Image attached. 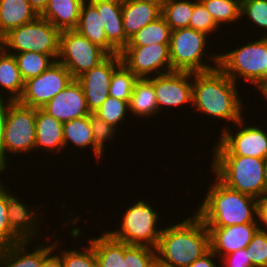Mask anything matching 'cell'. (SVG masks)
I'll return each mask as SVG.
<instances>
[{
    "instance_id": "52",
    "label": "cell",
    "mask_w": 267,
    "mask_h": 267,
    "mask_svg": "<svg viewBox=\"0 0 267 267\" xmlns=\"http://www.w3.org/2000/svg\"><path fill=\"white\" fill-rule=\"evenodd\" d=\"M88 2H117L122 3L124 0H86Z\"/></svg>"
},
{
    "instance_id": "17",
    "label": "cell",
    "mask_w": 267,
    "mask_h": 267,
    "mask_svg": "<svg viewBox=\"0 0 267 267\" xmlns=\"http://www.w3.org/2000/svg\"><path fill=\"white\" fill-rule=\"evenodd\" d=\"M207 229L210 233V249L218 258H222L246 248L259 227L257 222H248L228 227H207Z\"/></svg>"
},
{
    "instance_id": "46",
    "label": "cell",
    "mask_w": 267,
    "mask_h": 267,
    "mask_svg": "<svg viewBox=\"0 0 267 267\" xmlns=\"http://www.w3.org/2000/svg\"><path fill=\"white\" fill-rule=\"evenodd\" d=\"M218 256L210 249L207 253H205L202 257L196 259L192 264L188 267H220V265H216V258Z\"/></svg>"
},
{
    "instance_id": "13",
    "label": "cell",
    "mask_w": 267,
    "mask_h": 267,
    "mask_svg": "<svg viewBox=\"0 0 267 267\" xmlns=\"http://www.w3.org/2000/svg\"><path fill=\"white\" fill-rule=\"evenodd\" d=\"M73 80L70 71L55 61L40 75L24 82L18 102L32 108H42Z\"/></svg>"
},
{
    "instance_id": "35",
    "label": "cell",
    "mask_w": 267,
    "mask_h": 267,
    "mask_svg": "<svg viewBox=\"0 0 267 267\" xmlns=\"http://www.w3.org/2000/svg\"><path fill=\"white\" fill-rule=\"evenodd\" d=\"M129 112V102L115 97L108 96L103 104L94 112L99 118L107 124L117 128L121 122L125 121Z\"/></svg>"
},
{
    "instance_id": "1",
    "label": "cell",
    "mask_w": 267,
    "mask_h": 267,
    "mask_svg": "<svg viewBox=\"0 0 267 267\" xmlns=\"http://www.w3.org/2000/svg\"><path fill=\"white\" fill-rule=\"evenodd\" d=\"M237 86L219 67L193 73L192 107L208 117L235 124L244 117V104Z\"/></svg>"
},
{
    "instance_id": "38",
    "label": "cell",
    "mask_w": 267,
    "mask_h": 267,
    "mask_svg": "<svg viewBox=\"0 0 267 267\" xmlns=\"http://www.w3.org/2000/svg\"><path fill=\"white\" fill-rule=\"evenodd\" d=\"M2 175H0L1 177ZM1 179V178H0ZM0 180V249L7 248L21 240L12 232L8 221V189Z\"/></svg>"
},
{
    "instance_id": "50",
    "label": "cell",
    "mask_w": 267,
    "mask_h": 267,
    "mask_svg": "<svg viewBox=\"0 0 267 267\" xmlns=\"http://www.w3.org/2000/svg\"><path fill=\"white\" fill-rule=\"evenodd\" d=\"M263 197H267V159H266V162H265V169H264Z\"/></svg>"
},
{
    "instance_id": "26",
    "label": "cell",
    "mask_w": 267,
    "mask_h": 267,
    "mask_svg": "<svg viewBox=\"0 0 267 267\" xmlns=\"http://www.w3.org/2000/svg\"><path fill=\"white\" fill-rule=\"evenodd\" d=\"M0 98L5 99L8 91V100L18 101L24 90V80L14 55L5 52L0 48ZM5 89V90H4ZM4 90V91H3ZM5 95H2V92Z\"/></svg>"
},
{
    "instance_id": "42",
    "label": "cell",
    "mask_w": 267,
    "mask_h": 267,
    "mask_svg": "<svg viewBox=\"0 0 267 267\" xmlns=\"http://www.w3.org/2000/svg\"><path fill=\"white\" fill-rule=\"evenodd\" d=\"M247 248L253 267H267V231L258 229Z\"/></svg>"
},
{
    "instance_id": "48",
    "label": "cell",
    "mask_w": 267,
    "mask_h": 267,
    "mask_svg": "<svg viewBox=\"0 0 267 267\" xmlns=\"http://www.w3.org/2000/svg\"><path fill=\"white\" fill-rule=\"evenodd\" d=\"M35 12L40 15L47 6L48 0H28Z\"/></svg>"
},
{
    "instance_id": "54",
    "label": "cell",
    "mask_w": 267,
    "mask_h": 267,
    "mask_svg": "<svg viewBox=\"0 0 267 267\" xmlns=\"http://www.w3.org/2000/svg\"><path fill=\"white\" fill-rule=\"evenodd\" d=\"M267 84V68H266V72H265V75H264V85Z\"/></svg>"
},
{
    "instance_id": "10",
    "label": "cell",
    "mask_w": 267,
    "mask_h": 267,
    "mask_svg": "<svg viewBox=\"0 0 267 267\" xmlns=\"http://www.w3.org/2000/svg\"><path fill=\"white\" fill-rule=\"evenodd\" d=\"M244 118L245 116L234 124L240 129L234 130L236 134L227 127L222 128L220 140L214 144L213 156H244L267 159L266 130L253 124L250 126L245 123Z\"/></svg>"
},
{
    "instance_id": "20",
    "label": "cell",
    "mask_w": 267,
    "mask_h": 267,
    "mask_svg": "<svg viewBox=\"0 0 267 267\" xmlns=\"http://www.w3.org/2000/svg\"><path fill=\"white\" fill-rule=\"evenodd\" d=\"M38 149L58 154L64 151L63 123L49 115L42 108H36V140ZM58 152V153H57Z\"/></svg>"
},
{
    "instance_id": "12",
    "label": "cell",
    "mask_w": 267,
    "mask_h": 267,
    "mask_svg": "<svg viewBox=\"0 0 267 267\" xmlns=\"http://www.w3.org/2000/svg\"><path fill=\"white\" fill-rule=\"evenodd\" d=\"M122 63L138 78H150L173 72L169 43L125 46L120 51Z\"/></svg>"
},
{
    "instance_id": "15",
    "label": "cell",
    "mask_w": 267,
    "mask_h": 267,
    "mask_svg": "<svg viewBox=\"0 0 267 267\" xmlns=\"http://www.w3.org/2000/svg\"><path fill=\"white\" fill-rule=\"evenodd\" d=\"M121 64L120 53L109 55L98 66L76 78L85 94L90 113H94L109 96L111 77Z\"/></svg>"
},
{
    "instance_id": "4",
    "label": "cell",
    "mask_w": 267,
    "mask_h": 267,
    "mask_svg": "<svg viewBox=\"0 0 267 267\" xmlns=\"http://www.w3.org/2000/svg\"><path fill=\"white\" fill-rule=\"evenodd\" d=\"M266 159L244 156H213L210 170L227 187L254 198L263 197Z\"/></svg>"
},
{
    "instance_id": "44",
    "label": "cell",
    "mask_w": 267,
    "mask_h": 267,
    "mask_svg": "<svg viewBox=\"0 0 267 267\" xmlns=\"http://www.w3.org/2000/svg\"><path fill=\"white\" fill-rule=\"evenodd\" d=\"M7 109L8 99L0 98V175H3V140Z\"/></svg>"
},
{
    "instance_id": "40",
    "label": "cell",
    "mask_w": 267,
    "mask_h": 267,
    "mask_svg": "<svg viewBox=\"0 0 267 267\" xmlns=\"http://www.w3.org/2000/svg\"><path fill=\"white\" fill-rule=\"evenodd\" d=\"M241 19L244 15L255 26L262 28L264 37H267V0H241Z\"/></svg>"
},
{
    "instance_id": "14",
    "label": "cell",
    "mask_w": 267,
    "mask_h": 267,
    "mask_svg": "<svg viewBox=\"0 0 267 267\" xmlns=\"http://www.w3.org/2000/svg\"><path fill=\"white\" fill-rule=\"evenodd\" d=\"M147 79L154 87L158 113L167 106V108H179L185 104L192 106L193 73L173 71Z\"/></svg>"
},
{
    "instance_id": "25",
    "label": "cell",
    "mask_w": 267,
    "mask_h": 267,
    "mask_svg": "<svg viewBox=\"0 0 267 267\" xmlns=\"http://www.w3.org/2000/svg\"><path fill=\"white\" fill-rule=\"evenodd\" d=\"M38 16L28 0H0V39Z\"/></svg>"
},
{
    "instance_id": "36",
    "label": "cell",
    "mask_w": 267,
    "mask_h": 267,
    "mask_svg": "<svg viewBox=\"0 0 267 267\" xmlns=\"http://www.w3.org/2000/svg\"><path fill=\"white\" fill-rule=\"evenodd\" d=\"M89 120L94 137L95 158L97 161V159L102 158L106 143L115 137L114 134H116V132L117 135H119L117 130L118 128L107 124L94 113L89 114Z\"/></svg>"
},
{
    "instance_id": "18",
    "label": "cell",
    "mask_w": 267,
    "mask_h": 267,
    "mask_svg": "<svg viewBox=\"0 0 267 267\" xmlns=\"http://www.w3.org/2000/svg\"><path fill=\"white\" fill-rule=\"evenodd\" d=\"M11 193L8 190V221L12 232L21 241H32L37 237H42L39 230L41 229L40 224L43 223L38 222L40 218L37 215V211H35L36 209L28 206V204L20 200V197Z\"/></svg>"
},
{
    "instance_id": "24",
    "label": "cell",
    "mask_w": 267,
    "mask_h": 267,
    "mask_svg": "<svg viewBox=\"0 0 267 267\" xmlns=\"http://www.w3.org/2000/svg\"><path fill=\"white\" fill-rule=\"evenodd\" d=\"M101 15L107 40L120 52L129 42L123 26L122 3L90 2Z\"/></svg>"
},
{
    "instance_id": "43",
    "label": "cell",
    "mask_w": 267,
    "mask_h": 267,
    "mask_svg": "<svg viewBox=\"0 0 267 267\" xmlns=\"http://www.w3.org/2000/svg\"><path fill=\"white\" fill-rule=\"evenodd\" d=\"M221 267H253L248 256V248L239 249L231 254H227L221 258Z\"/></svg>"
},
{
    "instance_id": "7",
    "label": "cell",
    "mask_w": 267,
    "mask_h": 267,
    "mask_svg": "<svg viewBox=\"0 0 267 267\" xmlns=\"http://www.w3.org/2000/svg\"><path fill=\"white\" fill-rule=\"evenodd\" d=\"M60 34V30L39 15L34 20L10 30L0 39V44L7 53L33 51L58 56Z\"/></svg>"
},
{
    "instance_id": "47",
    "label": "cell",
    "mask_w": 267,
    "mask_h": 267,
    "mask_svg": "<svg viewBox=\"0 0 267 267\" xmlns=\"http://www.w3.org/2000/svg\"><path fill=\"white\" fill-rule=\"evenodd\" d=\"M59 248V245L55 239L54 241V249L42 260L40 267H63L60 256L56 252L53 254L55 250Z\"/></svg>"
},
{
    "instance_id": "11",
    "label": "cell",
    "mask_w": 267,
    "mask_h": 267,
    "mask_svg": "<svg viewBox=\"0 0 267 267\" xmlns=\"http://www.w3.org/2000/svg\"><path fill=\"white\" fill-rule=\"evenodd\" d=\"M108 56L105 50L76 30L61 31L57 61L70 71L73 79L98 66Z\"/></svg>"
},
{
    "instance_id": "28",
    "label": "cell",
    "mask_w": 267,
    "mask_h": 267,
    "mask_svg": "<svg viewBox=\"0 0 267 267\" xmlns=\"http://www.w3.org/2000/svg\"><path fill=\"white\" fill-rule=\"evenodd\" d=\"M129 114L141 118L154 117L158 114L157 100L153 84L147 78H138L134 84L133 93L129 101ZM149 117V118H148Z\"/></svg>"
},
{
    "instance_id": "19",
    "label": "cell",
    "mask_w": 267,
    "mask_h": 267,
    "mask_svg": "<svg viewBox=\"0 0 267 267\" xmlns=\"http://www.w3.org/2000/svg\"><path fill=\"white\" fill-rule=\"evenodd\" d=\"M30 243L32 241H21L0 249V267H40L42 260L54 249V242L48 245L37 243L33 251L27 248Z\"/></svg>"
},
{
    "instance_id": "32",
    "label": "cell",
    "mask_w": 267,
    "mask_h": 267,
    "mask_svg": "<svg viewBox=\"0 0 267 267\" xmlns=\"http://www.w3.org/2000/svg\"><path fill=\"white\" fill-rule=\"evenodd\" d=\"M197 0H169L162 9V16L166 19L171 31L189 27L194 4Z\"/></svg>"
},
{
    "instance_id": "8",
    "label": "cell",
    "mask_w": 267,
    "mask_h": 267,
    "mask_svg": "<svg viewBox=\"0 0 267 267\" xmlns=\"http://www.w3.org/2000/svg\"><path fill=\"white\" fill-rule=\"evenodd\" d=\"M148 201L140 200L123 213L120 227L108 231L115 239L129 245L156 248L162 228H158L159 215Z\"/></svg>"
},
{
    "instance_id": "3",
    "label": "cell",
    "mask_w": 267,
    "mask_h": 267,
    "mask_svg": "<svg viewBox=\"0 0 267 267\" xmlns=\"http://www.w3.org/2000/svg\"><path fill=\"white\" fill-rule=\"evenodd\" d=\"M214 177L215 182H211L204 200L195 211L206 227H228L257 222L258 200L227 187L215 175Z\"/></svg>"
},
{
    "instance_id": "9",
    "label": "cell",
    "mask_w": 267,
    "mask_h": 267,
    "mask_svg": "<svg viewBox=\"0 0 267 267\" xmlns=\"http://www.w3.org/2000/svg\"><path fill=\"white\" fill-rule=\"evenodd\" d=\"M35 140L36 108L8 100L3 140V172L9 168L7 164L10 159L7 156L33 152Z\"/></svg>"
},
{
    "instance_id": "49",
    "label": "cell",
    "mask_w": 267,
    "mask_h": 267,
    "mask_svg": "<svg viewBox=\"0 0 267 267\" xmlns=\"http://www.w3.org/2000/svg\"><path fill=\"white\" fill-rule=\"evenodd\" d=\"M142 1L155 4L161 9H163L164 6L169 2V0H142Z\"/></svg>"
},
{
    "instance_id": "21",
    "label": "cell",
    "mask_w": 267,
    "mask_h": 267,
    "mask_svg": "<svg viewBox=\"0 0 267 267\" xmlns=\"http://www.w3.org/2000/svg\"><path fill=\"white\" fill-rule=\"evenodd\" d=\"M162 16V9L157 5L142 0H124L122 2L123 26L129 40L144 26Z\"/></svg>"
},
{
    "instance_id": "37",
    "label": "cell",
    "mask_w": 267,
    "mask_h": 267,
    "mask_svg": "<svg viewBox=\"0 0 267 267\" xmlns=\"http://www.w3.org/2000/svg\"><path fill=\"white\" fill-rule=\"evenodd\" d=\"M156 261L154 248L124 243V267H152Z\"/></svg>"
},
{
    "instance_id": "6",
    "label": "cell",
    "mask_w": 267,
    "mask_h": 267,
    "mask_svg": "<svg viewBox=\"0 0 267 267\" xmlns=\"http://www.w3.org/2000/svg\"><path fill=\"white\" fill-rule=\"evenodd\" d=\"M208 35L186 27L171 31L169 50L172 71L199 73L219 67V52L207 56ZM205 54V55H204ZM211 57L213 64L204 62V57Z\"/></svg>"
},
{
    "instance_id": "30",
    "label": "cell",
    "mask_w": 267,
    "mask_h": 267,
    "mask_svg": "<svg viewBox=\"0 0 267 267\" xmlns=\"http://www.w3.org/2000/svg\"><path fill=\"white\" fill-rule=\"evenodd\" d=\"M16 58L22 79L25 81L34 78L48 69L58 56H49L33 51L24 53H9Z\"/></svg>"
},
{
    "instance_id": "16",
    "label": "cell",
    "mask_w": 267,
    "mask_h": 267,
    "mask_svg": "<svg viewBox=\"0 0 267 267\" xmlns=\"http://www.w3.org/2000/svg\"><path fill=\"white\" fill-rule=\"evenodd\" d=\"M42 109L61 123L90 114L85 94L76 79L58 92Z\"/></svg>"
},
{
    "instance_id": "27",
    "label": "cell",
    "mask_w": 267,
    "mask_h": 267,
    "mask_svg": "<svg viewBox=\"0 0 267 267\" xmlns=\"http://www.w3.org/2000/svg\"><path fill=\"white\" fill-rule=\"evenodd\" d=\"M89 242L98 267H124V242L115 239L107 231H103L100 237H92Z\"/></svg>"
},
{
    "instance_id": "51",
    "label": "cell",
    "mask_w": 267,
    "mask_h": 267,
    "mask_svg": "<svg viewBox=\"0 0 267 267\" xmlns=\"http://www.w3.org/2000/svg\"><path fill=\"white\" fill-rule=\"evenodd\" d=\"M258 91L260 94H263L265 101H267V84L262 86Z\"/></svg>"
},
{
    "instance_id": "2",
    "label": "cell",
    "mask_w": 267,
    "mask_h": 267,
    "mask_svg": "<svg viewBox=\"0 0 267 267\" xmlns=\"http://www.w3.org/2000/svg\"><path fill=\"white\" fill-rule=\"evenodd\" d=\"M210 250V233L195 214L162 228L156 260L168 267H188Z\"/></svg>"
},
{
    "instance_id": "45",
    "label": "cell",
    "mask_w": 267,
    "mask_h": 267,
    "mask_svg": "<svg viewBox=\"0 0 267 267\" xmlns=\"http://www.w3.org/2000/svg\"><path fill=\"white\" fill-rule=\"evenodd\" d=\"M257 220L259 229L267 231V197H262L261 199H258Z\"/></svg>"
},
{
    "instance_id": "53",
    "label": "cell",
    "mask_w": 267,
    "mask_h": 267,
    "mask_svg": "<svg viewBox=\"0 0 267 267\" xmlns=\"http://www.w3.org/2000/svg\"><path fill=\"white\" fill-rule=\"evenodd\" d=\"M152 267H168V266L162 265V264H160L159 262L156 261L155 264Z\"/></svg>"
},
{
    "instance_id": "39",
    "label": "cell",
    "mask_w": 267,
    "mask_h": 267,
    "mask_svg": "<svg viewBox=\"0 0 267 267\" xmlns=\"http://www.w3.org/2000/svg\"><path fill=\"white\" fill-rule=\"evenodd\" d=\"M79 249L62 250L58 255L61 258L63 267H98L95 252L92 245ZM84 251H83V250Z\"/></svg>"
},
{
    "instance_id": "5",
    "label": "cell",
    "mask_w": 267,
    "mask_h": 267,
    "mask_svg": "<svg viewBox=\"0 0 267 267\" xmlns=\"http://www.w3.org/2000/svg\"><path fill=\"white\" fill-rule=\"evenodd\" d=\"M219 68L235 83L238 79L255 84L258 90L264 86V75L267 68V37L261 36L256 41L220 52Z\"/></svg>"
},
{
    "instance_id": "22",
    "label": "cell",
    "mask_w": 267,
    "mask_h": 267,
    "mask_svg": "<svg viewBox=\"0 0 267 267\" xmlns=\"http://www.w3.org/2000/svg\"><path fill=\"white\" fill-rule=\"evenodd\" d=\"M80 35L98 45L109 55L120 53L108 40L104 29V23L97 9L85 0L81 7L79 23L75 29Z\"/></svg>"
},
{
    "instance_id": "29",
    "label": "cell",
    "mask_w": 267,
    "mask_h": 267,
    "mask_svg": "<svg viewBox=\"0 0 267 267\" xmlns=\"http://www.w3.org/2000/svg\"><path fill=\"white\" fill-rule=\"evenodd\" d=\"M63 138H64V151L69 145L81 148H91L95 157V144L94 137L90 125L89 115L81 118L73 119L63 123Z\"/></svg>"
},
{
    "instance_id": "34",
    "label": "cell",
    "mask_w": 267,
    "mask_h": 267,
    "mask_svg": "<svg viewBox=\"0 0 267 267\" xmlns=\"http://www.w3.org/2000/svg\"><path fill=\"white\" fill-rule=\"evenodd\" d=\"M138 77L123 63L113 72L109 87V96L130 101Z\"/></svg>"
},
{
    "instance_id": "33",
    "label": "cell",
    "mask_w": 267,
    "mask_h": 267,
    "mask_svg": "<svg viewBox=\"0 0 267 267\" xmlns=\"http://www.w3.org/2000/svg\"><path fill=\"white\" fill-rule=\"evenodd\" d=\"M220 28L241 20V0H200Z\"/></svg>"
},
{
    "instance_id": "41",
    "label": "cell",
    "mask_w": 267,
    "mask_h": 267,
    "mask_svg": "<svg viewBox=\"0 0 267 267\" xmlns=\"http://www.w3.org/2000/svg\"><path fill=\"white\" fill-rule=\"evenodd\" d=\"M189 28L211 36L212 32L213 34H215L214 31H216L220 27L216 24L212 15L208 12L204 4L200 0H197L194 4Z\"/></svg>"
},
{
    "instance_id": "31",
    "label": "cell",
    "mask_w": 267,
    "mask_h": 267,
    "mask_svg": "<svg viewBox=\"0 0 267 267\" xmlns=\"http://www.w3.org/2000/svg\"><path fill=\"white\" fill-rule=\"evenodd\" d=\"M171 28L161 16L135 33L126 46H147L155 43H170Z\"/></svg>"
},
{
    "instance_id": "23",
    "label": "cell",
    "mask_w": 267,
    "mask_h": 267,
    "mask_svg": "<svg viewBox=\"0 0 267 267\" xmlns=\"http://www.w3.org/2000/svg\"><path fill=\"white\" fill-rule=\"evenodd\" d=\"M84 2L85 0H48L40 16L50 21L60 31L75 30Z\"/></svg>"
}]
</instances>
